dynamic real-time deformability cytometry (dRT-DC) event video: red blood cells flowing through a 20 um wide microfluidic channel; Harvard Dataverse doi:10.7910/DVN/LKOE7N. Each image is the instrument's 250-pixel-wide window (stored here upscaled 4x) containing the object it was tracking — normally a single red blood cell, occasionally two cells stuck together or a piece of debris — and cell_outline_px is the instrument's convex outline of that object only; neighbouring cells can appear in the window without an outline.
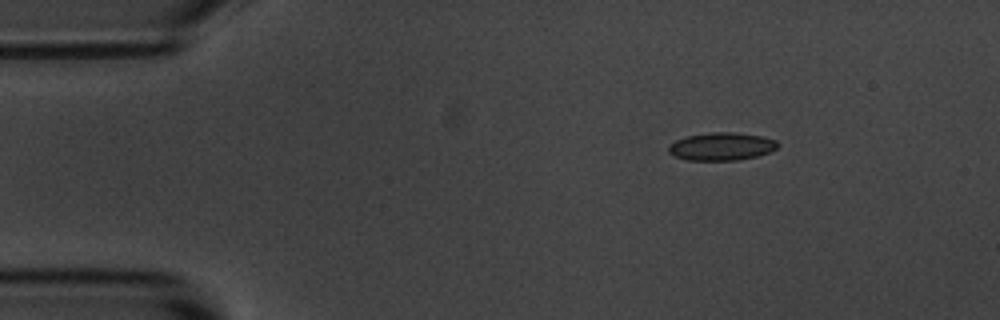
{"species": "common noctule bat (a hibernating species)", "species_latin": "Nyctalus noctula", "temperature_condition": "room temperature", "stored_images_in_passage": 7, "camera_frame_rate_fps": 3000, "um_per_image_px": 0.085, "animal": {"sex": "male", "body_mass_g": 20.1, "forearm_length_mm": 53.5}, "frame": {"image": 1, "passage_image": 1, "time_ms": 0.0, "image_size_px": [1000, 320], "cell_outline_px": [[780, 144], [776, 148], [768, 152], [756, 156], [736, 160], [688, 160], [676, 156], [668, 152], [668, 144], [676, 140], [688, 136], [712, 132], [732, 132], [764, 136], [776, 140]], "centroid_in_image_um": [61.33, 12.44], "position_along_channel_um": 23.7, "area_um2": 17.63}}
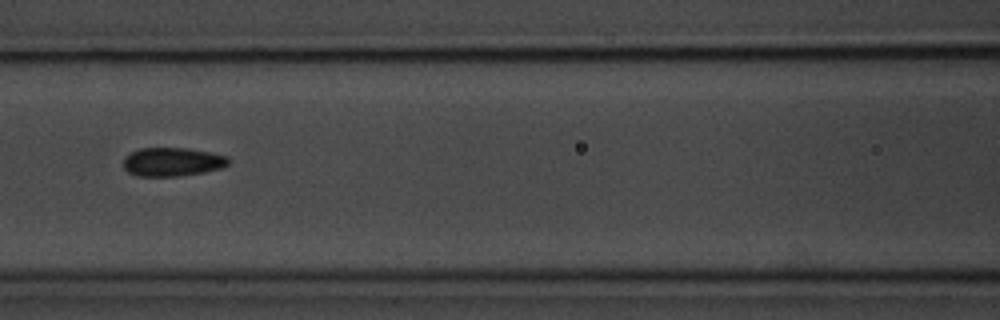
{"frame": {"image": 2, "passage_image": 5, "time_ms": 5.333, "image_size_px": [1000, 320], "cell_outline_px": [[228, 164], [224, 168], [204, 172], [176, 176], [136, 176], [128, 172], [124, 168], [124, 156], [140, 148], [188, 148], [228, 156]], "centroid_in_image_um": [14.64, 13.76], "position_along_channel_um": 152.0, "area_um2": 17.57}}
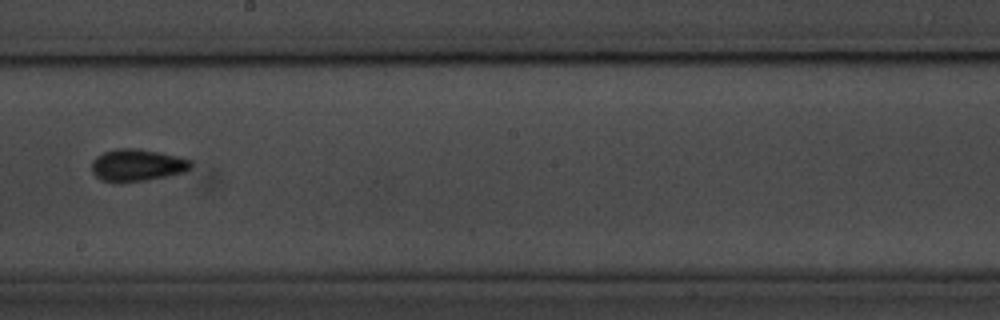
{"frame": {"image": 3, "passage_image": 7, "time_ms": 7.667, "image_size_px": [1000, 320], "cell_outline_px": [[192, 168], [184, 172], [168, 176], [144, 180], [104, 180], [96, 176], [92, 172], [92, 160], [96, 156], [104, 152], [116, 148], [136, 148], [160, 152], [180, 156], [192, 160]], "centroid_in_image_um": [11.72, 13.99], "position_along_channel_um": 236.5, "area_um2": 18.32}}